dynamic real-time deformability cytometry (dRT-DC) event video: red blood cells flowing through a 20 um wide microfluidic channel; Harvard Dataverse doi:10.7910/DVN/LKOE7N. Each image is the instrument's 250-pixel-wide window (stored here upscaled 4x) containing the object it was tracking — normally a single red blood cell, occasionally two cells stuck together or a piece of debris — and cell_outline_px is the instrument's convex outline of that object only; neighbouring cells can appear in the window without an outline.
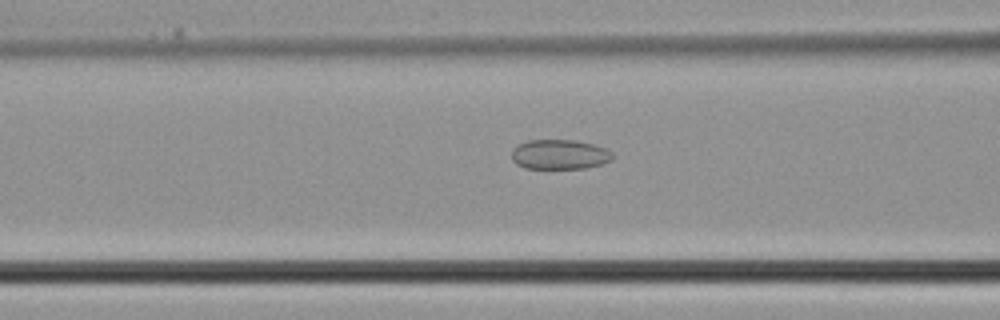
{"species": "common noctule bat (a hibernating species)", "species_latin": "Nyctalus noctula", "temperature_condition": "cold", "stored_images_in_passage": 34, "camera_frame_rate_fps": 3000, "um_per_image_px": 0.085, "animal": {"sex": "male", "body_mass_g": 21.5, "forearm_length_mm": 52.0}, "frame": {"image": 1, "passage_image": 15, "time_ms": 4.667, "image_size_px": [1000, 320], "cell_outline_px": [[612, 160], [600, 164], [584, 168], [524, 168], [516, 164], [512, 160], [512, 148], [516, 144], [528, 140], [576, 140], [608, 148], [612, 152]], "centroid_in_image_um": [47.54, 13.12], "position_along_channel_um": 119.1, "area_um2": 17.63}}
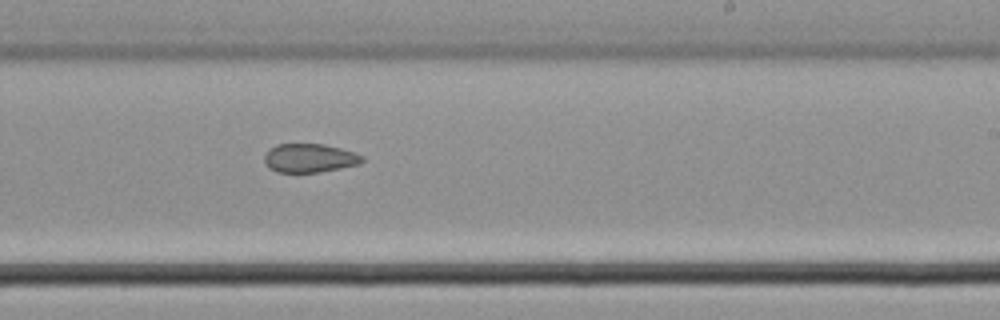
{"frame": {"image": 2, "passage_image": 23, "time_ms": 7.333, "image_size_px": [1000, 320], "cell_outline_px": [[364, 160], [356, 164], [340, 168], [320, 172], [276, 172], [268, 168], [264, 160], [264, 156], [276, 144], [324, 144], [340, 148], [364, 156]], "centroid_in_image_um": [26.29, 13.44], "position_along_channel_um": 262.7, "area_um2": 16.18}}
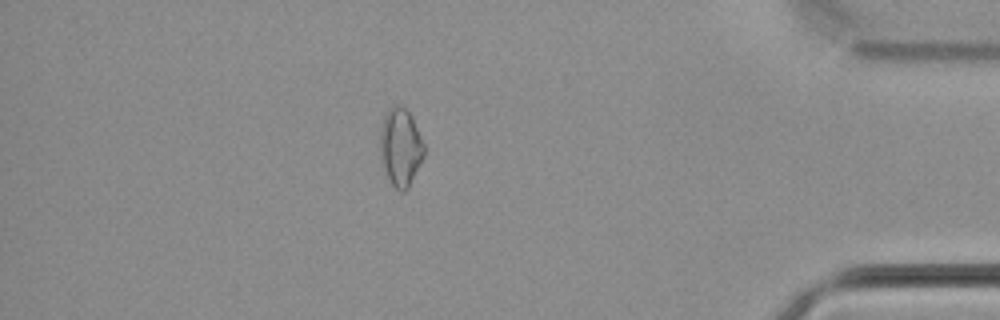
{"frame": {"image": 3, "passage_image": 33, "time_ms": 10.667, "image_size_px": [1000, 320], "cell_outline_px": [[424, 156], [408, 188], [404, 192], [400, 192], [392, 184], [384, 168], [380, 148], [380, 132], [384, 116], [388, 108], [392, 104], [400, 104], [412, 116], [424, 144]], "centroid_in_image_um": [34.05, 12.47], "position_along_channel_um": 401.1, "area_um2": 19.83}}